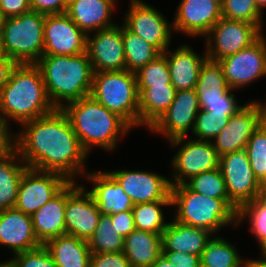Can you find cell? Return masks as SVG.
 I'll return each instance as SVG.
<instances>
[{
    "mask_svg": "<svg viewBox=\"0 0 266 267\" xmlns=\"http://www.w3.org/2000/svg\"><path fill=\"white\" fill-rule=\"evenodd\" d=\"M20 127L23 130L15 134L16 149L29 168L55 172L68 181H77V176L84 177L87 173L85 161L89 155L62 109L27 121Z\"/></svg>",
    "mask_w": 266,
    "mask_h": 267,
    "instance_id": "1",
    "label": "cell"
},
{
    "mask_svg": "<svg viewBox=\"0 0 266 267\" xmlns=\"http://www.w3.org/2000/svg\"><path fill=\"white\" fill-rule=\"evenodd\" d=\"M62 111L69 118L88 155L94 147L107 152L114 151L120 136L124 137L132 129L123 118L105 108L91 95L67 103Z\"/></svg>",
    "mask_w": 266,
    "mask_h": 267,
    "instance_id": "2",
    "label": "cell"
},
{
    "mask_svg": "<svg viewBox=\"0 0 266 267\" xmlns=\"http://www.w3.org/2000/svg\"><path fill=\"white\" fill-rule=\"evenodd\" d=\"M35 64L55 109L91 94L94 71L86 52L70 56L42 55Z\"/></svg>",
    "mask_w": 266,
    "mask_h": 267,
    "instance_id": "3",
    "label": "cell"
},
{
    "mask_svg": "<svg viewBox=\"0 0 266 267\" xmlns=\"http://www.w3.org/2000/svg\"><path fill=\"white\" fill-rule=\"evenodd\" d=\"M55 110L36 64H17L10 80L0 92V114L20 126Z\"/></svg>",
    "mask_w": 266,
    "mask_h": 267,
    "instance_id": "4",
    "label": "cell"
},
{
    "mask_svg": "<svg viewBox=\"0 0 266 267\" xmlns=\"http://www.w3.org/2000/svg\"><path fill=\"white\" fill-rule=\"evenodd\" d=\"M174 219L183 224L206 229L217 235L222 227L237 225L238 208L230 199L210 198L190 190L185 184L171 186Z\"/></svg>",
    "mask_w": 266,
    "mask_h": 267,
    "instance_id": "5",
    "label": "cell"
},
{
    "mask_svg": "<svg viewBox=\"0 0 266 267\" xmlns=\"http://www.w3.org/2000/svg\"><path fill=\"white\" fill-rule=\"evenodd\" d=\"M90 95L132 128L139 126V93L134 72H94Z\"/></svg>",
    "mask_w": 266,
    "mask_h": 267,
    "instance_id": "6",
    "label": "cell"
},
{
    "mask_svg": "<svg viewBox=\"0 0 266 267\" xmlns=\"http://www.w3.org/2000/svg\"><path fill=\"white\" fill-rule=\"evenodd\" d=\"M45 16L31 10L8 17L0 38L5 55L18 64H35L44 51Z\"/></svg>",
    "mask_w": 266,
    "mask_h": 267,
    "instance_id": "7",
    "label": "cell"
},
{
    "mask_svg": "<svg viewBox=\"0 0 266 267\" xmlns=\"http://www.w3.org/2000/svg\"><path fill=\"white\" fill-rule=\"evenodd\" d=\"M185 139L188 138L184 136L169 140L171 147L178 148L171 159V186L184 184L195 175L219 168L220 157L212 141Z\"/></svg>",
    "mask_w": 266,
    "mask_h": 267,
    "instance_id": "8",
    "label": "cell"
},
{
    "mask_svg": "<svg viewBox=\"0 0 266 267\" xmlns=\"http://www.w3.org/2000/svg\"><path fill=\"white\" fill-rule=\"evenodd\" d=\"M262 34L255 24L221 17L205 36L206 55L218 62L249 47Z\"/></svg>",
    "mask_w": 266,
    "mask_h": 267,
    "instance_id": "9",
    "label": "cell"
},
{
    "mask_svg": "<svg viewBox=\"0 0 266 267\" xmlns=\"http://www.w3.org/2000/svg\"><path fill=\"white\" fill-rule=\"evenodd\" d=\"M266 119V103L249 101L229 118L227 125L212 141L219 157L244 150L253 132Z\"/></svg>",
    "mask_w": 266,
    "mask_h": 267,
    "instance_id": "10",
    "label": "cell"
},
{
    "mask_svg": "<svg viewBox=\"0 0 266 267\" xmlns=\"http://www.w3.org/2000/svg\"><path fill=\"white\" fill-rule=\"evenodd\" d=\"M219 168L226 183L229 199L238 209L264 193L261 183L254 175L245 149L220 157Z\"/></svg>",
    "mask_w": 266,
    "mask_h": 267,
    "instance_id": "11",
    "label": "cell"
},
{
    "mask_svg": "<svg viewBox=\"0 0 266 267\" xmlns=\"http://www.w3.org/2000/svg\"><path fill=\"white\" fill-rule=\"evenodd\" d=\"M130 7L123 25L131 32L156 47L161 53L170 47L173 25L155 7L143 0H129Z\"/></svg>",
    "mask_w": 266,
    "mask_h": 267,
    "instance_id": "12",
    "label": "cell"
},
{
    "mask_svg": "<svg viewBox=\"0 0 266 267\" xmlns=\"http://www.w3.org/2000/svg\"><path fill=\"white\" fill-rule=\"evenodd\" d=\"M227 85L236 91L266 76V37L262 34L249 47L218 61Z\"/></svg>",
    "mask_w": 266,
    "mask_h": 267,
    "instance_id": "13",
    "label": "cell"
},
{
    "mask_svg": "<svg viewBox=\"0 0 266 267\" xmlns=\"http://www.w3.org/2000/svg\"><path fill=\"white\" fill-rule=\"evenodd\" d=\"M76 183V181H69L66 184V234L88 241L96 231L102 214L84 184Z\"/></svg>",
    "mask_w": 266,
    "mask_h": 267,
    "instance_id": "14",
    "label": "cell"
},
{
    "mask_svg": "<svg viewBox=\"0 0 266 267\" xmlns=\"http://www.w3.org/2000/svg\"><path fill=\"white\" fill-rule=\"evenodd\" d=\"M68 182L61 174L28 167L20 179L14 208L25 214L32 215Z\"/></svg>",
    "mask_w": 266,
    "mask_h": 267,
    "instance_id": "15",
    "label": "cell"
},
{
    "mask_svg": "<svg viewBox=\"0 0 266 267\" xmlns=\"http://www.w3.org/2000/svg\"><path fill=\"white\" fill-rule=\"evenodd\" d=\"M43 55H76L86 52L87 34L66 14L46 15Z\"/></svg>",
    "mask_w": 266,
    "mask_h": 267,
    "instance_id": "16",
    "label": "cell"
},
{
    "mask_svg": "<svg viewBox=\"0 0 266 267\" xmlns=\"http://www.w3.org/2000/svg\"><path fill=\"white\" fill-rule=\"evenodd\" d=\"M200 110L195 89L176 91L168 110L149 128L152 133L172 140L188 136L193 130L195 118ZM190 129V130H189Z\"/></svg>",
    "mask_w": 266,
    "mask_h": 267,
    "instance_id": "17",
    "label": "cell"
},
{
    "mask_svg": "<svg viewBox=\"0 0 266 267\" xmlns=\"http://www.w3.org/2000/svg\"><path fill=\"white\" fill-rule=\"evenodd\" d=\"M107 172L122 186L134 205L172 200L170 179L159 173L143 170Z\"/></svg>",
    "mask_w": 266,
    "mask_h": 267,
    "instance_id": "18",
    "label": "cell"
},
{
    "mask_svg": "<svg viewBox=\"0 0 266 267\" xmlns=\"http://www.w3.org/2000/svg\"><path fill=\"white\" fill-rule=\"evenodd\" d=\"M87 34L86 53L94 72L126 70L122 25Z\"/></svg>",
    "mask_w": 266,
    "mask_h": 267,
    "instance_id": "19",
    "label": "cell"
},
{
    "mask_svg": "<svg viewBox=\"0 0 266 267\" xmlns=\"http://www.w3.org/2000/svg\"><path fill=\"white\" fill-rule=\"evenodd\" d=\"M222 17V6L213 0H181L172 21L173 31L205 37Z\"/></svg>",
    "mask_w": 266,
    "mask_h": 267,
    "instance_id": "20",
    "label": "cell"
},
{
    "mask_svg": "<svg viewBox=\"0 0 266 267\" xmlns=\"http://www.w3.org/2000/svg\"><path fill=\"white\" fill-rule=\"evenodd\" d=\"M0 244L13 255L40 247L31 215L15 208L0 211Z\"/></svg>",
    "mask_w": 266,
    "mask_h": 267,
    "instance_id": "21",
    "label": "cell"
},
{
    "mask_svg": "<svg viewBox=\"0 0 266 267\" xmlns=\"http://www.w3.org/2000/svg\"><path fill=\"white\" fill-rule=\"evenodd\" d=\"M163 54L166 56L172 85L176 91L195 89L202 65L208 59L196 53L187 44H181L174 52L167 48ZM169 55V56H168Z\"/></svg>",
    "mask_w": 266,
    "mask_h": 267,
    "instance_id": "22",
    "label": "cell"
},
{
    "mask_svg": "<svg viewBox=\"0 0 266 267\" xmlns=\"http://www.w3.org/2000/svg\"><path fill=\"white\" fill-rule=\"evenodd\" d=\"M84 177L93 183V188L89 192L101 214H116L132 210L134 207L131 198L107 171L87 172Z\"/></svg>",
    "mask_w": 266,
    "mask_h": 267,
    "instance_id": "23",
    "label": "cell"
},
{
    "mask_svg": "<svg viewBox=\"0 0 266 267\" xmlns=\"http://www.w3.org/2000/svg\"><path fill=\"white\" fill-rule=\"evenodd\" d=\"M214 235L202 228L173 220L161 234L162 251L183 252L201 256L206 244Z\"/></svg>",
    "mask_w": 266,
    "mask_h": 267,
    "instance_id": "24",
    "label": "cell"
},
{
    "mask_svg": "<svg viewBox=\"0 0 266 267\" xmlns=\"http://www.w3.org/2000/svg\"><path fill=\"white\" fill-rule=\"evenodd\" d=\"M116 0H77L67 6L66 14L86 34L116 25L111 20Z\"/></svg>",
    "mask_w": 266,
    "mask_h": 267,
    "instance_id": "25",
    "label": "cell"
},
{
    "mask_svg": "<svg viewBox=\"0 0 266 267\" xmlns=\"http://www.w3.org/2000/svg\"><path fill=\"white\" fill-rule=\"evenodd\" d=\"M66 185L31 215L34 232L41 245L66 234Z\"/></svg>",
    "mask_w": 266,
    "mask_h": 267,
    "instance_id": "26",
    "label": "cell"
},
{
    "mask_svg": "<svg viewBox=\"0 0 266 267\" xmlns=\"http://www.w3.org/2000/svg\"><path fill=\"white\" fill-rule=\"evenodd\" d=\"M199 106H207V102L238 101L229 88L221 65L207 59L201 67L195 87Z\"/></svg>",
    "mask_w": 266,
    "mask_h": 267,
    "instance_id": "27",
    "label": "cell"
},
{
    "mask_svg": "<svg viewBox=\"0 0 266 267\" xmlns=\"http://www.w3.org/2000/svg\"><path fill=\"white\" fill-rule=\"evenodd\" d=\"M57 267H89L91 251L86 240L65 234L44 244Z\"/></svg>",
    "mask_w": 266,
    "mask_h": 267,
    "instance_id": "28",
    "label": "cell"
},
{
    "mask_svg": "<svg viewBox=\"0 0 266 267\" xmlns=\"http://www.w3.org/2000/svg\"><path fill=\"white\" fill-rule=\"evenodd\" d=\"M161 234L134 229L124 238L123 253L131 267H150L162 254Z\"/></svg>",
    "mask_w": 266,
    "mask_h": 267,
    "instance_id": "29",
    "label": "cell"
},
{
    "mask_svg": "<svg viewBox=\"0 0 266 267\" xmlns=\"http://www.w3.org/2000/svg\"><path fill=\"white\" fill-rule=\"evenodd\" d=\"M139 93V127L149 129L169 108L176 94L173 85L137 87Z\"/></svg>",
    "mask_w": 266,
    "mask_h": 267,
    "instance_id": "30",
    "label": "cell"
},
{
    "mask_svg": "<svg viewBox=\"0 0 266 267\" xmlns=\"http://www.w3.org/2000/svg\"><path fill=\"white\" fill-rule=\"evenodd\" d=\"M27 168L16 148L0 157V211L15 207L20 179Z\"/></svg>",
    "mask_w": 266,
    "mask_h": 267,
    "instance_id": "31",
    "label": "cell"
},
{
    "mask_svg": "<svg viewBox=\"0 0 266 267\" xmlns=\"http://www.w3.org/2000/svg\"><path fill=\"white\" fill-rule=\"evenodd\" d=\"M122 38L126 62V70L137 72L147 63L155 60L162 53L152 44L146 42L140 36L129 31L122 24Z\"/></svg>",
    "mask_w": 266,
    "mask_h": 267,
    "instance_id": "32",
    "label": "cell"
},
{
    "mask_svg": "<svg viewBox=\"0 0 266 267\" xmlns=\"http://www.w3.org/2000/svg\"><path fill=\"white\" fill-rule=\"evenodd\" d=\"M243 260L237 248L221 235H214L200 256L201 267H244Z\"/></svg>",
    "mask_w": 266,
    "mask_h": 267,
    "instance_id": "33",
    "label": "cell"
},
{
    "mask_svg": "<svg viewBox=\"0 0 266 267\" xmlns=\"http://www.w3.org/2000/svg\"><path fill=\"white\" fill-rule=\"evenodd\" d=\"M245 219L249 220L250 231L258 240L260 254H266V193H262L238 209L237 226Z\"/></svg>",
    "mask_w": 266,
    "mask_h": 267,
    "instance_id": "34",
    "label": "cell"
},
{
    "mask_svg": "<svg viewBox=\"0 0 266 267\" xmlns=\"http://www.w3.org/2000/svg\"><path fill=\"white\" fill-rule=\"evenodd\" d=\"M163 206H172V200H160L136 204L132 208L135 229L162 233L169 222H165Z\"/></svg>",
    "mask_w": 266,
    "mask_h": 267,
    "instance_id": "35",
    "label": "cell"
},
{
    "mask_svg": "<svg viewBox=\"0 0 266 267\" xmlns=\"http://www.w3.org/2000/svg\"><path fill=\"white\" fill-rule=\"evenodd\" d=\"M91 253H116L124 249V237L111 223L108 214H102L94 234L88 239Z\"/></svg>",
    "mask_w": 266,
    "mask_h": 267,
    "instance_id": "36",
    "label": "cell"
},
{
    "mask_svg": "<svg viewBox=\"0 0 266 267\" xmlns=\"http://www.w3.org/2000/svg\"><path fill=\"white\" fill-rule=\"evenodd\" d=\"M190 190L210 198L229 199L226 183L220 168L193 176L184 183Z\"/></svg>",
    "mask_w": 266,
    "mask_h": 267,
    "instance_id": "37",
    "label": "cell"
},
{
    "mask_svg": "<svg viewBox=\"0 0 266 267\" xmlns=\"http://www.w3.org/2000/svg\"><path fill=\"white\" fill-rule=\"evenodd\" d=\"M245 150L255 177L262 183L266 179V119L253 132Z\"/></svg>",
    "mask_w": 266,
    "mask_h": 267,
    "instance_id": "38",
    "label": "cell"
},
{
    "mask_svg": "<svg viewBox=\"0 0 266 267\" xmlns=\"http://www.w3.org/2000/svg\"><path fill=\"white\" fill-rule=\"evenodd\" d=\"M135 74L137 87L172 85L166 56L163 53L140 68Z\"/></svg>",
    "mask_w": 266,
    "mask_h": 267,
    "instance_id": "39",
    "label": "cell"
},
{
    "mask_svg": "<svg viewBox=\"0 0 266 267\" xmlns=\"http://www.w3.org/2000/svg\"><path fill=\"white\" fill-rule=\"evenodd\" d=\"M262 16L255 0H224L222 5V17L255 24L261 31L264 26Z\"/></svg>",
    "mask_w": 266,
    "mask_h": 267,
    "instance_id": "40",
    "label": "cell"
},
{
    "mask_svg": "<svg viewBox=\"0 0 266 267\" xmlns=\"http://www.w3.org/2000/svg\"><path fill=\"white\" fill-rule=\"evenodd\" d=\"M229 118L226 114L212 113L200 109L192 130V134L195 136L194 139L213 141L227 125Z\"/></svg>",
    "mask_w": 266,
    "mask_h": 267,
    "instance_id": "41",
    "label": "cell"
},
{
    "mask_svg": "<svg viewBox=\"0 0 266 267\" xmlns=\"http://www.w3.org/2000/svg\"><path fill=\"white\" fill-rule=\"evenodd\" d=\"M9 261L11 267H57L44 245L15 254Z\"/></svg>",
    "mask_w": 266,
    "mask_h": 267,
    "instance_id": "42",
    "label": "cell"
},
{
    "mask_svg": "<svg viewBox=\"0 0 266 267\" xmlns=\"http://www.w3.org/2000/svg\"><path fill=\"white\" fill-rule=\"evenodd\" d=\"M89 267H131L129 260L123 253H92Z\"/></svg>",
    "mask_w": 266,
    "mask_h": 267,
    "instance_id": "43",
    "label": "cell"
},
{
    "mask_svg": "<svg viewBox=\"0 0 266 267\" xmlns=\"http://www.w3.org/2000/svg\"><path fill=\"white\" fill-rule=\"evenodd\" d=\"M32 11L45 15L64 14L66 12L65 0H29Z\"/></svg>",
    "mask_w": 266,
    "mask_h": 267,
    "instance_id": "44",
    "label": "cell"
},
{
    "mask_svg": "<svg viewBox=\"0 0 266 267\" xmlns=\"http://www.w3.org/2000/svg\"><path fill=\"white\" fill-rule=\"evenodd\" d=\"M108 215L111 217L112 225L116 228L117 232L124 238L135 229L132 210Z\"/></svg>",
    "mask_w": 266,
    "mask_h": 267,
    "instance_id": "45",
    "label": "cell"
},
{
    "mask_svg": "<svg viewBox=\"0 0 266 267\" xmlns=\"http://www.w3.org/2000/svg\"><path fill=\"white\" fill-rule=\"evenodd\" d=\"M162 255L175 267H201L198 255L174 251H162Z\"/></svg>",
    "mask_w": 266,
    "mask_h": 267,
    "instance_id": "46",
    "label": "cell"
},
{
    "mask_svg": "<svg viewBox=\"0 0 266 267\" xmlns=\"http://www.w3.org/2000/svg\"><path fill=\"white\" fill-rule=\"evenodd\" d=\"M9 126L8 121L0 114V157H4L16 148V135L10 132Z\"/></svg>",
    "mask_w": 266,
    "mask_h": 267,
    "instance_id": "47",
    "label": "cell"
},
{
    "mask_svg": "<svg viewBox=\"0 0 266 267\" xmlns=\"http://www.w3.org/2000/svg\"><path fill=\"white\" fill-rule=\"evenodd\" d=\"M0 9L7 18L31 11L29 0H0Z\"/></svg>",
    "mask_w": 266,
    "mask_h": 267,
    "instance_id": "48",
    "label": "cell"
},
{
    "mask_svg": "<svg viewBox=\"0 0 266 267\" xmlns=\"http://www.w3.org/2000/svg\"><path fill=\"white\" fill-rule=\"evenodd\" d=\"M242 107L238 101H215L207 102V106H200V109L212 113L226 114L231 117Z\"/></svg>",
    "mask_w": 266,
    "mask_h": 267,
    "instance_id": "49",
    "label": "cell"
},
{
    "mask_svg": "<svg viewBox=\"0 0 266 267\" xmlns=\"http://www.w3.org/2000/svg\"><path fill=\"white\" fill-rule=\"evenodd\" d=\"M17 64L18 63L16 61L10 59L8 56H6L4 59H0V92L10 80L12 71Z\"/></svg>",
    "mask_w": 266,
    "mask_h": 267,
    "instance_id": "50",
    "label": "cell"
},
{
    "mask_svg": "<svg viewBox=\"0 0 266 267\" xmlns=\"http://www.w3.org/2000/svg\"><path fill=\"white\" fill-rule=\"evenodd\" d=\"M244 267H266V254H261L259 259H246Z\"/></svg>",
    "mask_w": 266,
    "mask_h": 267,
    "instance_id": "51",
    "label": "cell"
},
{
    "mask_svg": "<svg viewBox=\"0 0 266 267\" xmlns=\"http://www.w3.org/2000/svg\"><path fill=\"white\" fill-rule=\"evenodd\" d=\"M150 267H175L162 254L152 263Z\"/></svg>",
    "mask_w": 266,
    "mask_h": 267,
    "instance_id": "52",
    "label": "cell"
},
{
    "mask_svg": "<svg viewBox=\"0 0 266 267\" xmlns=\"http://www.w3.org/2000/svg\"><path fill=\"white\" fill-rule=\"evenodd\" d=\"M7 17L4 15V13L2 12V10L0 9V38L3 32V28L5 25Z\"/></svg>",
    "mask_w": 266,
    "mask_h": 267,
    "instance_id": "53",
    "label": "cell"
},
{
    "mask_svg": "<svg viewBox=\"0 0 266 267\" xmlns=\"http://www.w3.org/2000/svg\"><path fill=\"white\" fill-rule=\"evenodd\" d=\"M255 3L259 11L263 14V9L266 8V0H255Z\"/></svg>",
    "mask_w": 266,
    "mask_h": 267,
    "instance_id": "54",
    "label": "cell"
},
{
    "mask_svg": "<svg viewBox=\"0 0 266 267\" xmlns=\"http://www.w3.org/2000/svg\"><path fill=\"white\" fill-rule=\"evenodd\" d=\"M5 57H6V55L4 53L3 45H2L1 40H0V59H4Z\"/></svg>",
    "mask_w": 266,
    "mask_h": 267,
    "instance_id": "55",
    "label": "cell"
},
{
    "mask_svg": "<svg viewBox=\"0 0 266 267\" xmlns=\"http://www.w3.org/2000/svg\"><path fill=\"white\" fill-rule=\"evenodd\" d=\"M0 267H11L10 261H6V262H1L0 263Z\"/></svg>",
    "mask_w": 266,
    "mask_h": 267,
    "instance_id": "56",
    "label": "cell"
},
{
    "mask_svg": "<svg viewBox=\"0 0 266 267\" xmlns=\"http://www.w3.org/2000/svg\"><path fill=\"white\" fill-rule=\"evenodd\" d=\"M263 192L266 193V179L261 183Z\"/></svg>",
    "mask_w": 266,
    "mask_h": 267,
    "instance_id": "57",
    "label": "cell"
},
{
    "mask_svg": "<svg viewBox=\"0 0 266 267\" xmlns=\"http://www.w3.org/2000/svg\"><path fill=\"white\" fill-rule=\"evenodd\" d=\"M77 0H65V3H66V9H67V6L70 5L71 3L75 2Z\"/></svg>",
    "mask_w": 266,
    "mask_h": 267,
    "instance_id": "58",
    "label": "cell"
},
{
    "mask_svg": "<svg viewBox=\"0 0 266 267\" xmlns=\"http://www.w3.org/2000/svg\"><path fill=\"white\" fill-rule=\"evenodd\" d=\"M213 1L219 3L221 6L223 5V2H224V0H213Z\"/></svg>",
    "mask_w": 266,
    "mask_h": 267,
    "instance_id": "59",
    "label": "cell"
}]
</instances>
